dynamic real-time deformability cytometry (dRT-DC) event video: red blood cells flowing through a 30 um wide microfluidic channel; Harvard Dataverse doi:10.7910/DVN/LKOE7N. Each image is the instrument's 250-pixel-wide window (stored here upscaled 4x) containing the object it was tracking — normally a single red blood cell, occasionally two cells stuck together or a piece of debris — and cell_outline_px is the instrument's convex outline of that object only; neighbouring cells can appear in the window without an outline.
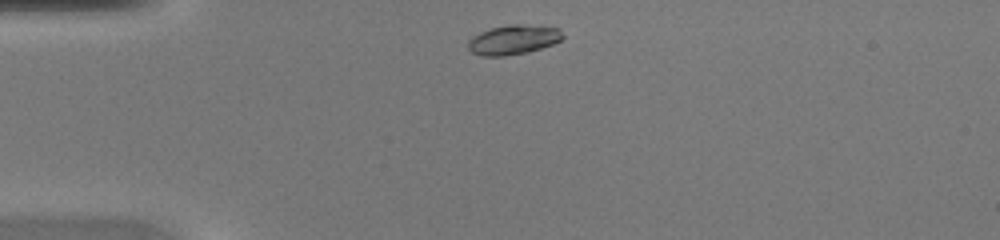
{"species": "common noctule bat (a hibernating species)", "species_latin": "Nyctalus noctula", "temperature_condition": "warm", "stored_images_in_passage": 35, "camera_frame_rate_fps": 3000, "um_per_image_px": 0.085, "animal": {"sex": "female", "body_mass_g": 20.0, "forearm_length_mm": 54.0}, "frame": {"image": 1, "passage_image": 1, "time_ms": 0.0, "image_size_px": [1000, 240], "cell_outline_px": [[564, 36], [560, 40], [552, 44], [528, 52], [504, 56], [480, 56], [472, 52], [468, 48], [468, 40], [480, 32], [492, 28], [508, 24], [520, 24], [560, 28]], "centroid_in_image_um": [43.62, 3.38], "position_along_channel_um": 41.4, "area_um2": 16.24}}
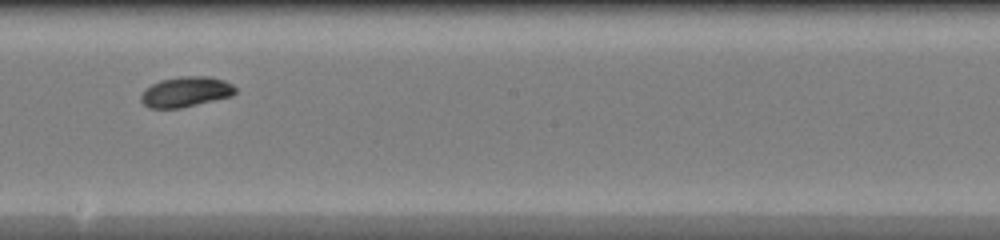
{"frame": {"image": 2, "passage_image": 16, "time_ms": 5.0, "image_size_px": [1000, 240], "cell_outline_px": [[236, 92], [232, 96], [180, 108], [148, 108], [140, 100], [140, 96], [144, 88], [160, 80], [180, 76], [208, 76], [224, 80], [232, 84], [236, 88]], "centroid_in_image_um": [15.77, 7.8], "position_along_channel_um": 232.4, "area_um2": 16.76}}
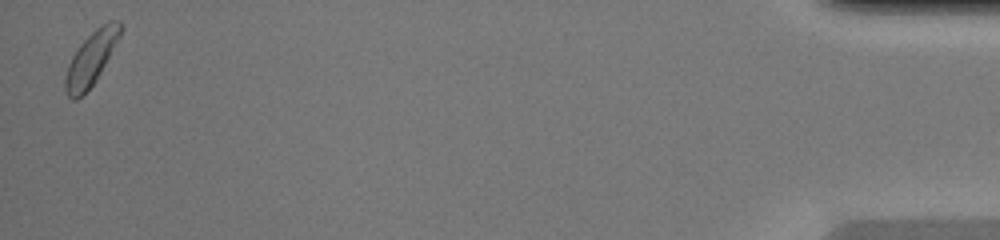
{"frame": {"image": 3, "passage_image": 35, "time_ms": 11.333, "image_size_px": [1000, 240], "cell_outline_px": [[124, 28], [120, 36], [96, 80], [76, 100], [72, 100], [68, 96], [64, 88], [64, 76], [68, 64], [72, 56], [80, 44], [96, 28], [108, 20], [120, 20]], "centroid_in_image_um": [7.74, 4.94], "position_along_channel_um": 427.5, "area_um2": 17.05}}